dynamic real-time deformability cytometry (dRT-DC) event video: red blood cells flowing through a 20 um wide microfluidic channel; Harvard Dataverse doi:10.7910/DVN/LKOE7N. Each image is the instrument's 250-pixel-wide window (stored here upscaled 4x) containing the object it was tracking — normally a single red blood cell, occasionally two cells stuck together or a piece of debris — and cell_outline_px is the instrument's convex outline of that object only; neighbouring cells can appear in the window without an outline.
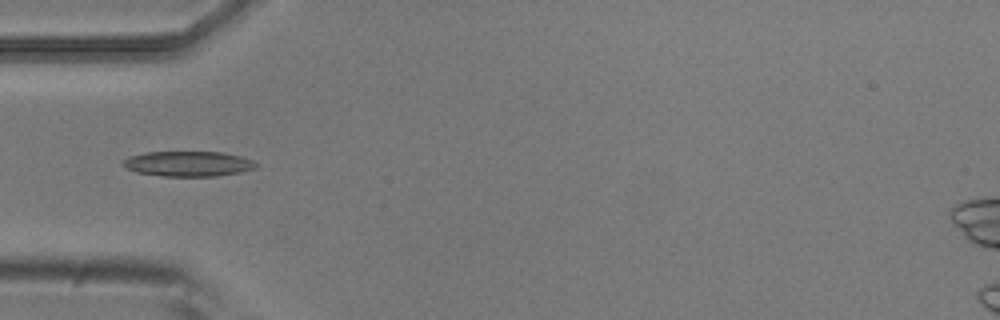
{"species": "common noctule bat (a hibernating species)", "species_latin": "Nyctalus noctula", "temperature_condition": "room temperature", "stored_images_in_passage": 4, "camera_frame_rate_fps": 3000, "um_per_image_px": 0.085, "animal": {"sex": "male", "body_mass_g": 20.5, "forearm_length_mm": 52.5}, "frame": {"image": 1, "passage_image": 1, "time_ms": 0.0, "image_size_px": [1000, 320], "cell_outline_px": [[260, 164], [256, 168], [240, 172], [216, 176], [160, 176], [136, 172], [120, 164], [128, 156], [144, 152], [220, 152], [240, 156], [252, 160]], "centroid_in_image_um": [15.99, 13.92], "position_along_channel_um": 69.0, "area_um2": 19.59}}
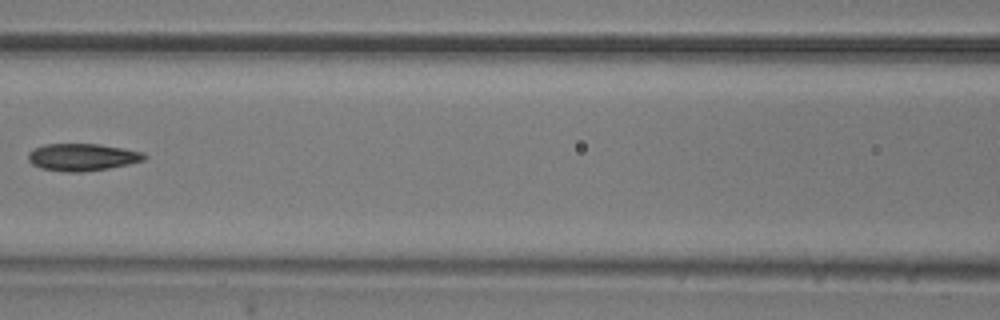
{"frame": {"image": 2, "passage_image": 3, "time_ms": 0.667, "image_size_px": [1000, 320], "cell_outline_px": [[148, 156], [144, 160], [128, 164], [108, 168], [80, 172], [68, 172], [40, 168], [32, 164], [28, 160], [28, 152], [32, 148], [44, 144], [96, 144], [124, 148], [144, 152]], "centroid_in_image_um": [6.98, 13.35], "position_along_channel_um": 159.6, "area_um2": 18.5}}
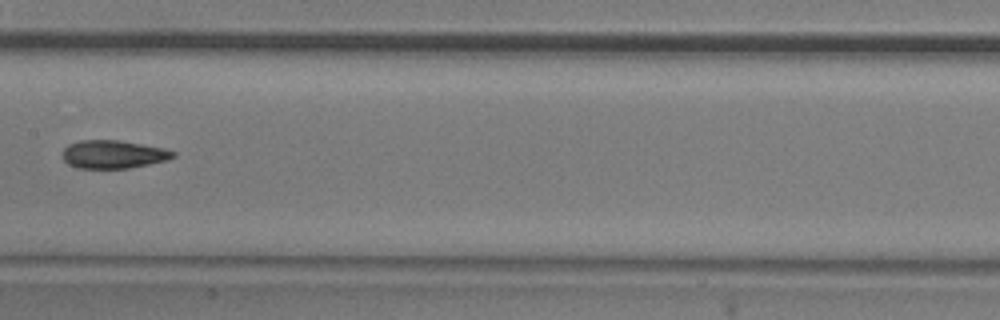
{"frame": {"image": 3, "passage_image": 4, "time_ms": 1.0, "image_size_px": [1000, 320], "cell_outline_px": [[176, 156], [168, 160], [128, 168], [76, 168], [68, 164], [64, 160], [64, 148], [68, 144], [80, 140], [120, 140], [164, 148], [176, 152]], "centroid_in_image_um": [9.65, 13.11], "position_along_channel_um": 197.8, "area_um2": 18.15}}